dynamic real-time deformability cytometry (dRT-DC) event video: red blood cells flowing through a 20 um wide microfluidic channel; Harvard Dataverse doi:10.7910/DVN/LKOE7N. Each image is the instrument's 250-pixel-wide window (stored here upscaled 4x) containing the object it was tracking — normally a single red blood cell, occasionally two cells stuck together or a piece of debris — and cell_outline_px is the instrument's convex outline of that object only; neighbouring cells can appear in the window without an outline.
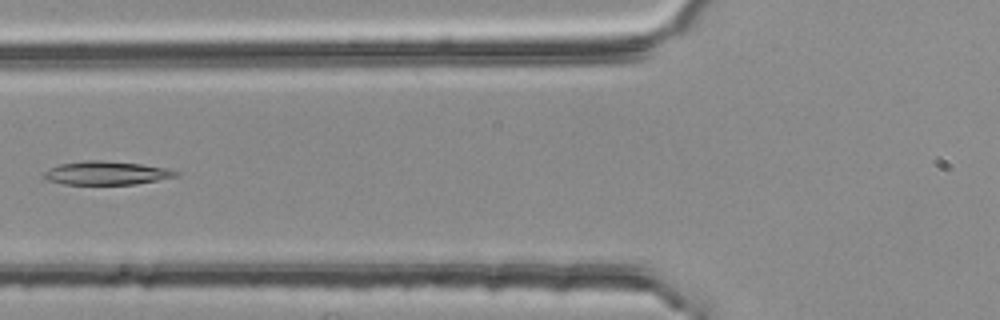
{"species": "common noctule bat (a hibernating species)", "species_latin": "Nyctalus noctula", "temperature_condition": "room temperature", "stored_images_in_passage": 4, "camera_frame_rate_fps": 3000, "um_per_image_px": 0.085, "animal": {"sex": "female", "body_mass_g": 25.1}, "frame": {"image": 1, "passage_image": 4, "time_ms": 1.0, "image_size_px": [1000, 320], "cell_outline_px": [[180, 176], [136, 184], [64, 184], [48, 180], [44, 176], [44, 172], [48, 168], [60, 164], [88, 160], [100, 160], [140, 164], [168, 168], [180, 172]], "centroid_in_image_um": [9.09, 14.7], "position_along_channel_um": 116.7, "area_um2": 18.03}}